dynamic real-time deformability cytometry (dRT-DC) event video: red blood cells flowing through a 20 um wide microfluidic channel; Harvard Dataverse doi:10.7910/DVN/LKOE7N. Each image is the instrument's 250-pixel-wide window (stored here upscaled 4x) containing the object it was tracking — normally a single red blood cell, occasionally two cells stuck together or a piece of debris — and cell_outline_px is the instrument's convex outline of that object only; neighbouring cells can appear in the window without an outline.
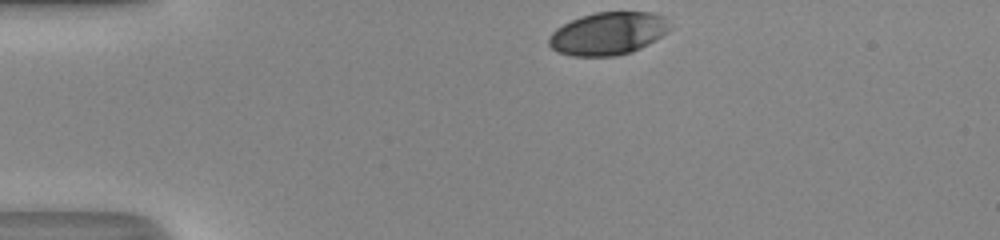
{"species": "human", "species_latin": "Homo sapiens", "temperature_condition": "room temperature", "stored_images_in_passage": 31, "camera_frame_rate_fps": 3000, "um_per_image_px": 0.085, "donor": {"sex": "male"}, "frame": {"image": 1, "passage_image": 1, "time_ms": 0.0, "image_size_px": [1000, 240], "cell_outline_px": [[672, 28], [668, 32], [648, 44], [632, 52], [616, 56], [572, 56], [556, 52], [548, 44], [548, 36], [556, 28], [580, 16], [596, 12], [652, 12], [664, 16]], "centroid_in_image_um": [51.68, 2.85], "position_along_channel_um": 33.3, "area_um2": 30.35}}
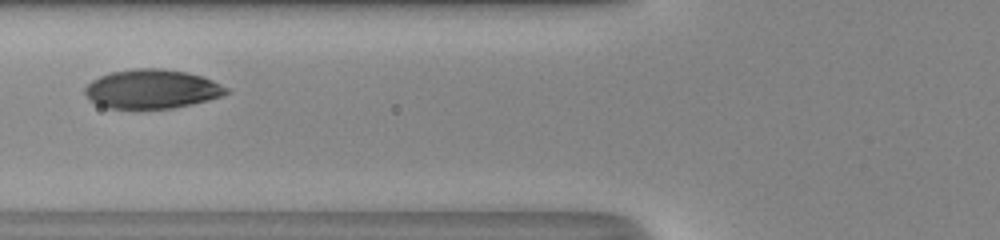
{"frame": {"image": 2, "passage_image": 11, "time_ms": 3.333, "image_size_px": [1000, 240], "cell_outline_px": [[232, 92], [208, 100], [192, 104], [172, 108], [108, 108], [92, 100], [84, 92], [84, 88], [92, 80], [100, 76], [112, 72], [132, 68], [160, 68], [188, 72], [212, 80], [228, 88]], "centroid_in_image_um": [12.94, 7.55], "position_along_channel_um": 112.9, "area_um2": 31.96}}
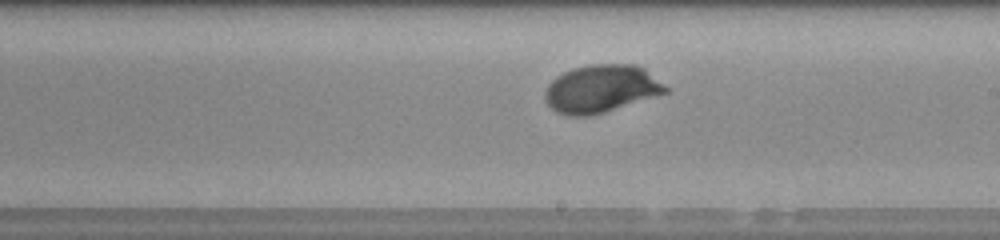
{"frame": {"image": 3, "passage_image": 20, "time_ms": 6.333, "image_size_px": [1000, 240], "cell_outline_px": [[668, 92], [604, 112], [588, 116], [568, 116], [556, 112], [544, 100], [544, 92], [548, 84], [556, 76], [564, 72], [576, 68], [592, 64], [636, 64], [644, 68], [668, 88]], "centroid_in_image_um": [51.07, 7.55], "position_along_channel_um": 237.9, "area_um2": 33.35}, "authors_computed_cell_mechanics": {"area_um2": 32.7148, "velocity_mm_per_s": 4.1892, "shape_relaxation_time_tau1_ms": 2.0695, "shape_relaxation_time_tau2_ms": null, "deformation_change_tau1": 0.1416, "deformation_change_tau2": null}}